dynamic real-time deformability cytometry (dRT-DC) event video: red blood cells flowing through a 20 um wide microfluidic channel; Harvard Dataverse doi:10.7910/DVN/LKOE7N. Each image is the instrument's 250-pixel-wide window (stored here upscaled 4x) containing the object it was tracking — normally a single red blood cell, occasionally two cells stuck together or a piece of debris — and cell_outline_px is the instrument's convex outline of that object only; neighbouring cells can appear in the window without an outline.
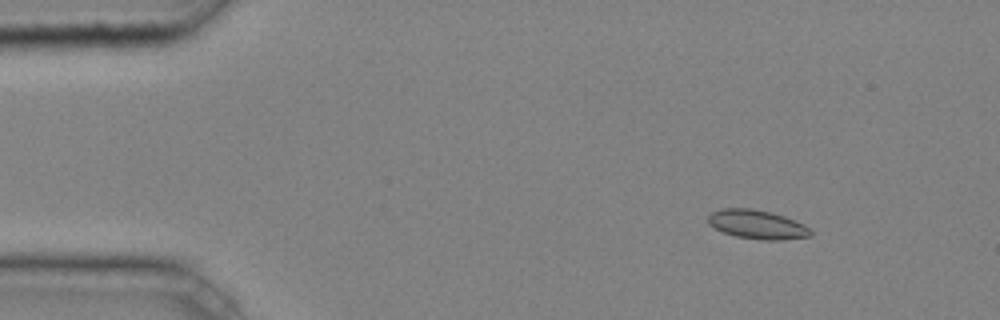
{"species": "common noctule bat (a hibernating species)", "species_latin": "Nyctalus noctula", "temperature_condition": "cold", "stored_images_in_passage": 4, "camera_frame_rate_fps": 3000, "um_per_image_px": 0.085, "animal": {"sex": "male", "body_mass_g": 20.4}, "frame": {"image": 1, "passage_image": 2, "time_ms": 0.333, "image_size_px": [1000, 320], "cell_outline_px": [[812, 236], [780, 240], [764, 240], [736, 236], [724, 232], [708, 224], [708, 216], [712, 212], [720, 208], [752, 208], [772, 212], [784, 216], [804, 224], [812, 232]], "centroid_in_image_um": [64.36, 19.07], "position_along_channel_um": 20.6, "area_um2": 17.28}}